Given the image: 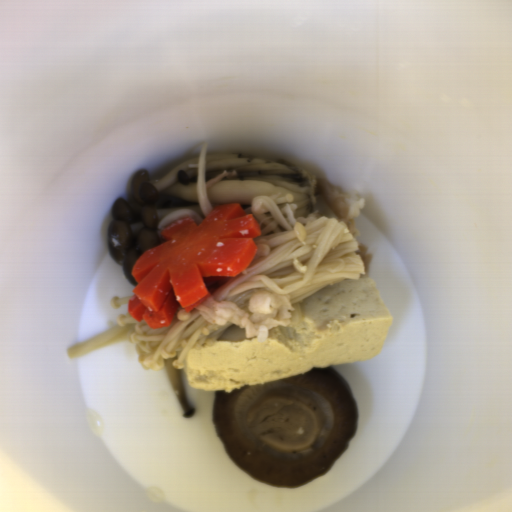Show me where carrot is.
Masks as SVG:
<instances>
[{
    "label": "carrot",
    "mask_w": 512,
    "mask_h": 512,
    "mask_svg": "<svg viewBox=\"0 0 512 512\" xmlns=\"http://www.w3.org/2000/svg\"><path fill=\"white\" fill-rule=\"evenodd\" d=\"M261 226L240 203L219 204L196 225L184 217L161 232V245L145 250L132 267L137 282L128 313L148 328L171 324L181 307L192 311L211 292L207 284L242 273L255 258Z\"/></svg>",
    "instance_id": "1"
}]
</instances>
